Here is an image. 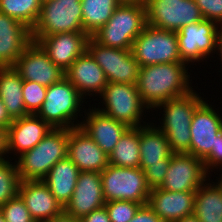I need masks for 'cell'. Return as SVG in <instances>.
Segmentation results:
<instances>
[{"instance_id": "39", "label": "cell", "mask_w": 222, "mask_h": 222, "mask_svg": "<svg viewBox=\"0 0 222 222\" xmlns=\"http://www.w3.org/2000/svg\"><path fill=\"white\" fill-rule=\"evenodd\" d=\"M130 222H163L148 206L142 205Z\"/></svg>"}, {"instance_id": "33", "label": "cell", "mask_w": 222, "mask_h": 222, "mask_svg": "<svg viewBox=\"0 0 222 222\" xmlns=\"http://www.w3.org/2000/svg\"><path fill=\"white\" fill-rule=\"evenodd\" d=\"M46 86L32 81L23 80V100L28 114H37L45 100Z\"/></svg>"}, {"instance_id": "41", "label": "cell", "mask_w": 222, "mask_h": 222, "mask_svg": "<svg viewBox=\"0 0 222 222\" xmlns=\"http://www.w3.org/2000/svg\"><path fill=\"white\" fill-rule=\"evenodd\" d=\"M7 129L0 127V160L8 158ZM7 156V157H6Z\"/></svg>"}, {"instance_id": "29", "label": "cell", "mask_w": 222, "mask_h": 222, "mask_svg": "<svg viewBox=\"0 0 222 222\" xmlns=\"http://www.w3.org/2000/svg\"><path fill=\"white\" fill-rule=\"evenodd\" d=\"M109 164L117 167H140V127H130L109 154Z\"/></svg>"}, {"instance_id": "34", "label": "cell", "mask_w": 222, "mask_h": 222, "mask_svg": "<svg viewBox=\"0 0 222 222\" xmlns=\"http://www.w3.org/2000/svg\"><path fill=\"white\" fill-rule=\"evenodd\" d=\"M142 205L132 201L115 200L105 202L104 207L111 222H130Z\"/></svg>"}, {"instance_id": "24", "label": "cell", "mask_w": 222, "mask_h": 222, "mask_svg": "<svg viewBox=\"0 0 222 222\" xmlns=\"http://www.w3.org/2000/svg\"><path fill=\"white\" fill-rule=\"evenodd\" d=\"M32 41L30 28L0 12L1 67H12Z\"/></svg>"}, {"instance_id": "2", "label": "cell", "mask_w": 222, "mask_h": 222, "mask_svg": "<svg viewBox=\"0 0 222 222\" xmlns=\"http://www.w3.org/2000/svg\"><path fill=\"white\" fill-rule=\"evenodd\" d=\"M199 93L192 90L185 95L166 100L153 109L161 110L159 113L163 109L162 117L158 119L161 125L155 123V126L165 134L174 153L190 154L192 117L196 108L206 99Z\"/></svg>"}, {"instance_id": "20", "label": "cell", "mask_w": 222, "mask_h": 222, "mask_svg": "<svg viewBox=\"0 0 222 222\" xmlns=\"http://www.w3.org/2000/svg\"><path fill=\"white\" fill-rule=\"evenodd\" d=\"M68 157L80 171L101 173L109 165L108 155L80 127L69 129Z\"/></svg>"}, {"instance_id": "3", "label": "cell", "mask_w": 222, "mask_h": 222, "mask_svg": "<svg viewBox=\"0 0 222 222\" xmlns=\"http://www.w3.org/2000/svg\"><path fill=\"white\" fill-rule=\"evenodd\" d=\"M68 142L69 129L53 128L34 148L15 157L21 181L43 180L58 161L68 157Z\"/></svg>"}, {"instance_id": "13", "label": "cell", "mask_w": 222, "mask_h": 222, "mask_svg": "<svg viewBox=\"0 0 222 222\" xmlns=\"http://www.w3.org/2000/svg\"><path fill=\"white\" fill-rule=\"evenodd\" d=\"M209 175L203 160L189 153H173L160 188L170 192L196 191L211 178Z\"/></svg>"}, {"instance_id": "45", "label": "cell", "mask_w": 222, "mask_h": 222, "mask_svg": "<svg viewBox=\"0 0 222 222\" xmlns=\"http://www.w3.org/2000/svg\"><path fill=\"white\" fill-rule=\"evenodd\" d=\"M173 222H199V220L194 214H191Z\"/></svg>"}, {"instance_id": "42", "label": "cell", "mask_w": 222, "mask_h": 222, "mask_svg": "<svg viewBox=\"0 0 222 222\" xmlns=\"http://www.w3.org/2000/svg\"><path fill=\"white\" fill-rule=\"evenodd\" d=\"M13 122V119L7 112V109L0 98V127L8 129V127Z\"/></svg>"}, {"instance_id": "9", "label": "cell", "mask_w": 222, "mask_h": 222, "mask_svg": "<svg viewBox=\"0 0 222 222\" xmlns=\"http://www.w3.org/2000/svg\"><path fill=\"white\" fill-rule=\"evenodd\" d=\"M64 32H84L81 0H43L32 37H45Z\"/></svg>"}, {"instance_id": "25", "label": "cell", "mask_w": 222, "mask_h": 222, "mask_svg": "<svg viewBox=\"0 0 222 222\" xmlns=\"http://www.w3.org/2000/svg\"><path fill=\"white\" fill-rule=\"evenodd\" d=\"M80 170L67 157L58 161L48 172L43 182L63 208L70 202Z\"/></svg>"}, {"instance_id": "27", "label": "cell", "mask_w": 222, "mask_h": 222, "mask_svg": "<svg viewBox=\"0 0 222 222\" xmlns=\"http://www.w3.org/2000/svg\"><path fill=\"white\" fill-rule=\"evenodd\" d=\"M23 79L13 67H0V98L14 120L29 115L24 106Z\"/></svg>"}, {"instance_id": "1", "label": "cell", "mask_w": 222, "mask_h": 222, "mask_svg": "<svg viewBox=\"0 0 222 222\" xmlns=\"http://www.w3.org/2000/svg\"><path fill=\"white\" fill-rule=\"evenodd\" d=\"M188 69L189 65L185 62L140 67L136 86L143 103L149 109H154L166 100L192 91Z\"/></svg>"}, {"instance_id": "19", "label": "cell", "mask_w": 222, "mask_h": 222, "mask_svg": "<svg viewBox=\"0 0 222 222\" xmlns=\"http://www.w3.org/2000/svg\"><path fill=\"white\" fill-rule=\"evenodd\" d=\"M65 78L84 99L99 97L108 84L103 69L87 50L65 71Z\"/></svg>"}, {"instance_id": "47", "label": "cell", "mask_w": 222, "mask_h": 222, "mask_svg": "<svg viewBox=\"0 0 222 222\" xmlns=\"http://www.w3.org/2000/svg\"><path fill=\"white\" fill-rule=\"evenodd\" d=\"M122 3L144 2L145 0H120Z\"/></svg>"}, {"instance_id": "36", "label": "cell", "mask_w": 222, "mask_h": 222, "mask_svg": "<svg viewBox=\"0 0 222 222\" xmlns=\"http://www.w3.org/2000/svg\"><path fill=\"white\" fill-rule=\"evenodd\" d=\"M170 161L171 159H162V163L150 164V166L144 170L146 183L151 190L161 187Z\"/></svg>"}, {"instance_id": "16", "label": "cell", "mask_w": 222, "mask_h": 222, "mask_svg": "<svg viewBox=\"0 0 222 222\" xmlns=\"http://www.w3.org/2000/svg\"><path fill=\"white\" fill-rule=\"evenodd\" d=\"M89 36L85 32H64L45 37H32L49 59L63 71L87 50Z\"/></svg>"}, {"instance_id": "26", "label": "cell", "mask_w": 222, "mask_h": 222, "mask_svg": "<svg viewBox=\"0 0 222 222\" xmlns=\"http://www.w3.org/2000/svg\"><path fill=\"white\" fill-rule=\"evenodd\" d=\"M173 151L165 134L151 121L140 127V167L143 171L150 164L171 159Z\"/></svg>"}, {"instance_id": "15", "label": "cell", "mask_w": 222, "mask_h": 222, "mask_svg": "<svg viewBox=\"0 0 222 222\" xmlns=\"http://www.w3.org/2000/svg\"><path fill=\"white\" fill-rule=\"evenodd\" d=\"M12 67L23 80L46 87L65 77V71L52 62L47 53L34 41L23 51Z\"/></svg>"}, {"instance_id": "18", "label": "cell", "mask_w": 222, "mask_h": 222, "mask_svg": "<svg viewBox=\"0 0 222 222\" xmlns=\"http://www.w3.org/2000/svg\"><path fill=\"white\" fill-rule=\"evenodd\" d=\"M88 106L90 108L87 109V112L86 109L83 111L85 116L81 117V119H84L79 127L109 156L120 138L130 127L100 112L96 105L91 108L89 103Z\"/></svg>"}, {"instance_id": "46", "label": "cell", "mask_w": 222, "mask_h": 222, "mask_svg": "<svg viewBox=\"0 0 222 222\" xmlns=\"http://www.w3.org/2000/svg\"><path fill=\"white\" fill-rule=\"evenodd\" d=\"M215 171H217V172L220 171V173H221V175L219 174L218 179H216L217 180L216 183L222 189V168H221V170L218 169V170H215Z\"/></svg>"}, {"instance_id": "40", "label": "cell", "mask_w": 222, "mask_h": 222, "mask_svg": "<svg viewBox=\"0 0 222 222\" xmlns=\"http://www.w3.org/2000/svg\"><path fill=\"white\" fill-rule=\"evenodd\" d=\"M80 222H111L105 207L93 210L90 214L81 217Z\"/></svg>"}, {"instance_id": "22", "label": "cell", "mask_w": 222, "mask_h": 222, "mask_svg": "<svg viewBox=\"0 0 222 222\" xmlns=\"http://www.w3.org/2000/svg\"><path fill=\"white\" fill-rule=\"evenodd\" d=\"M19 195L35 222H46L64 212L43 180L21 181Z\"/></svg>"}, {"instance_id": "17", "label": "cell", "mask_w": 222, "mask_h": 222, "mask_svg": "<svg viewBox=\"0 0 222 222\" xmlns=\"http://www.w3.org/2000/svg\"><path fill=\"white\" fill-rule=\"evenodd\" d=\"M104 204L101 173L80 171L74 193L64 212L80 219Z\"/></svg>"}, {"instance_id": "35", "label": "cell", "mask_w": 222, "mask_h": 222, "mask_svg": "<svg viewBox=\"0 0 222 222\" xmlns=\"http://www.w3.org/2000/svg\"><path fill=\"white\" fill-rule=\"evenodd\" d=\"M6 222H35L18 194L0 207Z\"/></svg>"}, {"instance_id": "37", "label": "cell", "mask_w": 222, "mask_h": 222, "mask_svg": "<svg viewBox=\"0 0 222 222\" xmlns=\"http://www.w3.org/2000/svg\"><path fill=\"white\" fill-rule=\"evenodd\" d=\"M204 19L222 26V0H195Z\"/></svg>"}, {"instance_id": "30", "label": "cell", "mask_w": 222, "mask_h": 222, "mask_svg": "<svg viewBox=\"0 0 222 222\" xmlns=\"http://www.w3.org/2000/svg\"><path fill=\"white\" fill-rule=\"evenodd\" d=\"M121 3L120 0H81L84 32L91 37L107 23Z\"/></svg>"}, {"instance_id": "43", "label": "cell", "mask_w": 222, "mask_h": 222, "mask_svg": "<svg viewBox=\"0 0 222 222\" xmlns=\"http://www.w3.org/2000/svg\"><path fill=\"white\" fill-rule=\"evenodd\" d=\"M46 222H80V220L79 218L72 217L63 212L59 216L53 217L51 220H48Z\"/></svg>"}, {"instance_id": "28", "label": "cell", "mask_w": 222, "mask_h": 222, "mask_svg": "<svg viewBox=\"0 0 222 222\" xmlns=\"http://www.w3.org/2000/svg\"><path fill=\"white\" fill-rule=\"evenodd\" d=\"M193 214L199 222H222V189L212 179L195 191Z\"/></svg>"}, {"instance_id": "32", "label": "cell", "mask_w": 222, "mask_h": 222, "mask_svg": "<svg viewBox=\"0 0 222 222\" xmlns=\"http://www.w3.org/2000/svg\"><path fill=\"white\" fill-rule=\"evenodd\" d=\"M10 158L14 160L12 157L0 160V207L19 194L21 179L16 162Z\"/></svg>"}, {"instance_id": "10", "label": "cell", "mask_w": 222, "mask_h": 222, "mask_svg": "<svg viewBox=\"0 0 222 222\" xmlns=\"http://www.w3.org/2000/svg\"><path fill=\"white\" fill-rule=\"evenodd\" d=\"M219 27L216 22L203 19L183 26L176 32L181 60L190 66L204 62L206 58H213Z\"/></svg>"}, {"instance_id": "21", "label": "cell", "mask_w": 222, "mask_h": 222, "mask_svg": "<svg viewBox=\"0 0 222 222\" xmlns=\"http://www.w3.org/2000/svg\"><path fill=\"white\" fill-rule=\"evenodd\" d=\"M52 129L35 114L14 119L7 129L8 154L19 157L34 148Z\"/></svg>"}, {"instance_id": "11", "label": "cell", "mask_w": 222, "mask_h": 222, "mask_svg": "<svg viewBox=\"0 0 222 222\" xmlns=\"http://www.w3.org/2000/svg\"><path fill=\"white\" fill-rule=\"evenodd\" d=\"M147 24L178 32L183 26L204 18L195 0H145Z\"/></svg>"}, {"instance_id": "38", "label": "cell", "mask_w": 222, "mask_h": 222, "mask_svg": "<svg viewBox=\"0 0 222 222\" xmlns=\"http://www.w3.org/2000/svg\"><path fill=\"white\" fill-rule=\"evenodd\" d=\"M206 171L211 172L222 167V131L217 134L216 151H211L210 154L203 160ZM214 170V171H213Z\"/></svg>"}, {"instance_id": "5", "label": "cell", "mask_w": 222, "mask_h": 222, "mask_svg": "<svg viewBox=\"0 0 222 222\" xmlns=\"http://www.w3.org/2000/svg\"><path fill=\"white\" fill-rule=\"evenodd\" d=\"M85 101L78 90L64 77L47 88L45 100L36 115L52 128L79 127L81 121L77 119L83 117L81 109Z\"/></svg>"}, {"instance_id": "7", "label": "cell", "mask_w": 222, "mask_h": 222, "mask_svg": "<svg viewBox=\"0 0 222 222\" xmlns=\"http://www.w3.org/2000/svg\"><path fill=\"white\" fill-rule=\"evenodd\" d=\"M105 202L126 200L147 204L151 189L141 168L117 167L109 164L101 172Z\"/></svg>"}, {"instance_id": "4", "label": "cell", "mask_w": 222, "mask_h": 222, "mask_svg": "<svg viewBox=\"0 0 222 222\" xmlns=\"http://www.w3.org/2000/svg\"><path fill=\"white\" fill-rule=\"evenodd\" d=\"M146 25L145 2L121 3L91 37L102 46L131 50L133 41Z\"/></svg>"}, {"instance_id": "48", "label": "cell", "mask_w": 222, "mask_h": 222, "mask_svg": "<svg viewBox=\"0 0 222 222\" xmlns=\"http://www.w3.org/2000/svg\"><path fill=\"white\" fill-rule=\"evenodd\" d=\"M0 222H6L3 213L0 211Z\"/></svg>"}, {"instance_id": "6", "label": "cell", "mask_w": 222, "mask_h": 222, "mask_svg": "<svg viewBox=\"0 0 222 222\" xmlns=\"http://www.w3.org/2000/svg\"><path fill=\"white\" fill-rule=\"evenodd\" d=\"M98 98H101L100 102L105 107L98 105L97 109L107 116L129 127H141L148 124L146 119L144 121V117L147 116L145 115L147 110H149L147 113L152 110L143 103L136 84L108 82Z\"/></svg>"}, {"instance_id": "31", "label": "cell", "mask_w": 222, "mask_h": 222, "mask_svg": "<svg viewBox=\"0 0 222 222\" xmlns=\"http://www.w3.org/2000/svg\"><path fill=\"white\" fill-rule=\"evenodd\" d=\"M43 0H0V12L32 29L36 24Z\"/></svg>"}, {"instance_id": "44", "label": "cell", "mask_w": 222, "mask_h": 222, "mask_svg": "<svg viewBox=\"0 0 222 222\" xmlns=\"http://www.w3.org/2000/svg\"><path fill=\"white\" fill-rule=\"evenodd\" d=\"M219 53V54H218ZM219 55V59L222 62V26L219 27L218 29V34H217V46H216V53ZM222 64V63H221ZM222 67V66H221Z\"/></svg>"}, {"instance_id": "12", "label": "cell", "mask_w": 222, "mask_h": 222, "mask_svg": "<svg viewBox=\"0 0 222 222\" xmlns=\"http://www.w3.org/2000/svg\"><path fill=\"white\" fill-rule=\"evenodd\" d=\"M87 51L103 69L108 82L137 83L140 66L131 50L102 46L89 37Z\"/></svg>"}, {"instance_id": "23", "label": "cell", "mask_w": 222, "mask_h": 222, "mask_svg": "<svg viewBox=\"0 0 222 222\" xmlns=\"http://www.w3.org/2000/svg\"><path fill=\"white\" fill-rule=\"evenodd\" d=\"M147 204L163 222H173L194 213L195 191L155 188L150 191Z\"/></svg>"}, {"instance_id": "8", "label": "cell", "mask_w": 222, "mask_h": 222, "mask_svg": "<svg viewBox=\"0 0 222 222\" xmlns=\"http://www.w3.org/2000/svg\"><path fill=\"white\" fill-rule=\"evenodd\" d=\"M131 52L140 67L183 62L179 55L177 33L148 24L133 41Z\"/></svg>"}, {"instance_id": "14", "label": "cell", "mask_w": 222, "mask_h": 222, "mask_svg": "<svg viewBox=\"0 0 222 222\" xmlns=\"http://www.w3.org/2000/svg\"><path fill=\"white\" fill-rule=\"evenodd\" d=\"M208 101L204 100L196 108L190 126V154L201 160L216 151L217 134L222 131L219 109L215 110Z\"/></svg>"}]
</instances>
